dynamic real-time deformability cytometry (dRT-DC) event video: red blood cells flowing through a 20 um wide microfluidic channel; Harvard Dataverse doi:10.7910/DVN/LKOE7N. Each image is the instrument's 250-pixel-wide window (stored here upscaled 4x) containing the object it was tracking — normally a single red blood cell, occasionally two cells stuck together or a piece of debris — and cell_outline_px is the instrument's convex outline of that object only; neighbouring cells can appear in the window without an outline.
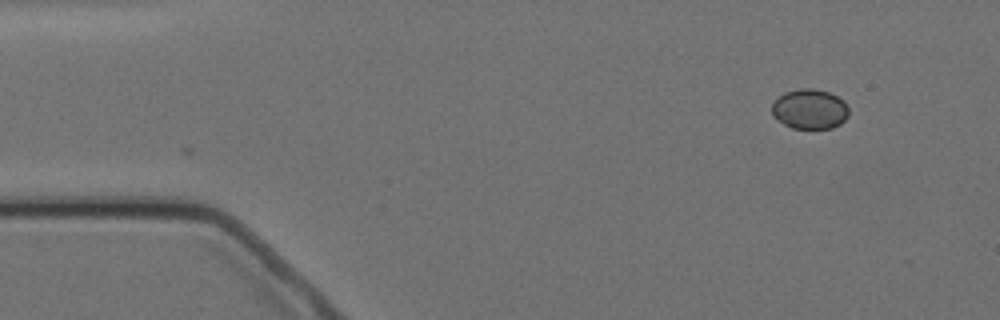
{"species": "Egyptian fruit bat (a non-hibernating species)", "species_latin": "Rousettus aegyptiacus", "temperature_condition": "cold", "stored_images_in_passage": 2, "camera_frame_rate_fps": 3000, "um_per_image_px": 0.085, "animal": {"sex": "female"}, "frame": {"image": 1, "passage_image": 2, "time_ms": 1.333, "image_size_px": [1000, 320], "cell_outline_px": [[848, 116], [840, 124], [832, 128], [792, 128], [776, 120], [772, 116], [772, 104], [784, 92], [800, 88], [812, 88], [828, 92], [844, 100], [848, 108]], "centroid_in_image_um": [68.82, 9.27], "position_along_channel_um": 16.2, "area_um2": 17.92}}